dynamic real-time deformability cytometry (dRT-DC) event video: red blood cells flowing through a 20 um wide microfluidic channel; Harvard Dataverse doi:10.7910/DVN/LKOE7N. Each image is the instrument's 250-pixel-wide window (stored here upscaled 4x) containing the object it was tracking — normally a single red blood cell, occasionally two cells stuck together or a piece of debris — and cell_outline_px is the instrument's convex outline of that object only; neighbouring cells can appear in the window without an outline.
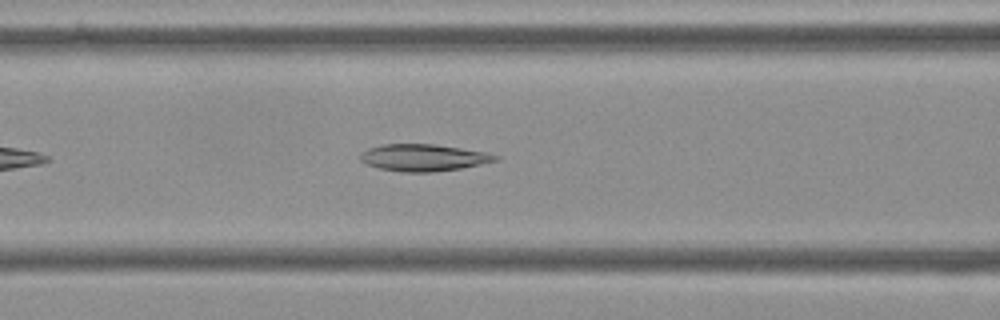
{"species": "Egyptian fruit bat (a non-hibernating species)", "species_latin": "Rousettus aegyptiacus", "temperature_condition": "cold", "stored_images_in_passage": 33, "camera_frame_rate_fps": 3000, "um_per_image_px": 0.085, "frame": {"image": 1, "passage_image": 10, "time_ms": 3.0, "image_size_px": [1000, 320], "cell_outline_px": [[500, 160], [460, 168], [432, 172], [404, 172], [380, 168], [368, 164], [360, 160], [360, 156], [368, 148], [384, 144], [436, 144], [484, 152], [500, 156]], "centroid_in_image_um": [36.02, 13.39], "position_along_channel_um": 130.6, "area_um2": 20.92}}
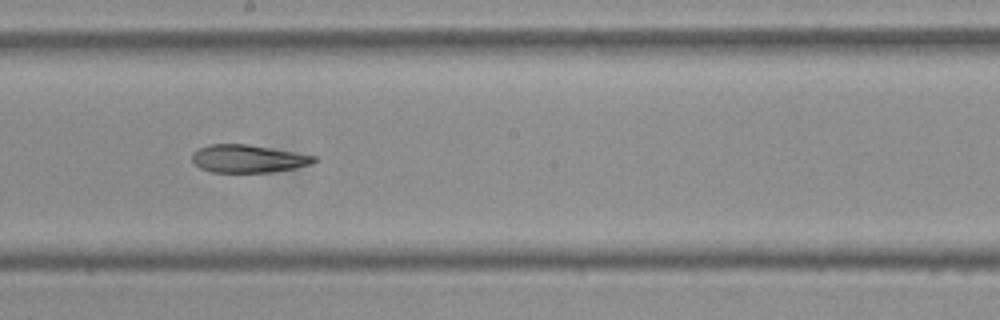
{"frame": {"image": 2, "passage_image": 18, "time_ms": 5.667, "image_size_px": [1000, 320], "cell_outline_px": [[320, 160], [296, 168], [272, 172], [212, 172], [200, 168], [192, 160], [192, 152], [208, 144], [248, 144], [316, 156]], "centroid_in_image_um": [21.08, 13.49], "position_along_channel_um": 227.1, "area_um2": 19.71}}
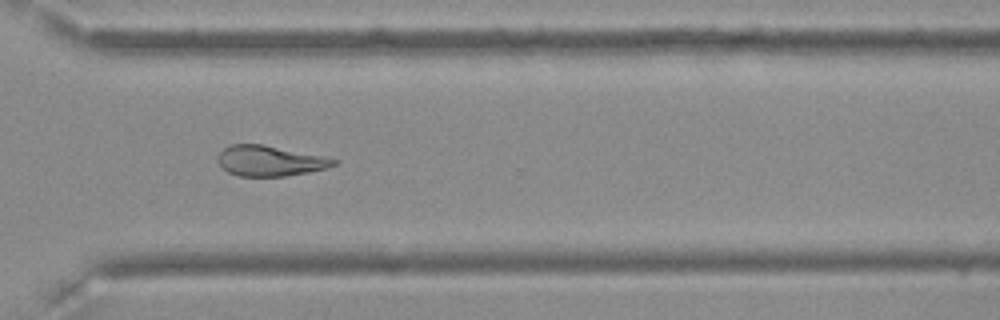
{"frame": {"image": 3, "passage_image": 28, "time_ms": 9.0, "image_size_px": [1000, 320], "cell_outline_px": [[340, 160], [336, 164], [324, 168], [308, 172], [284, 176], [240, 176], [228, 172], [220, 164], [220, 152], [224, 148], [232, 144], [264, 144]], "centroid_in_image_um": [22.95, 13.67], "position_along_channel_um": 347.7, "area_um2": 20.11}}